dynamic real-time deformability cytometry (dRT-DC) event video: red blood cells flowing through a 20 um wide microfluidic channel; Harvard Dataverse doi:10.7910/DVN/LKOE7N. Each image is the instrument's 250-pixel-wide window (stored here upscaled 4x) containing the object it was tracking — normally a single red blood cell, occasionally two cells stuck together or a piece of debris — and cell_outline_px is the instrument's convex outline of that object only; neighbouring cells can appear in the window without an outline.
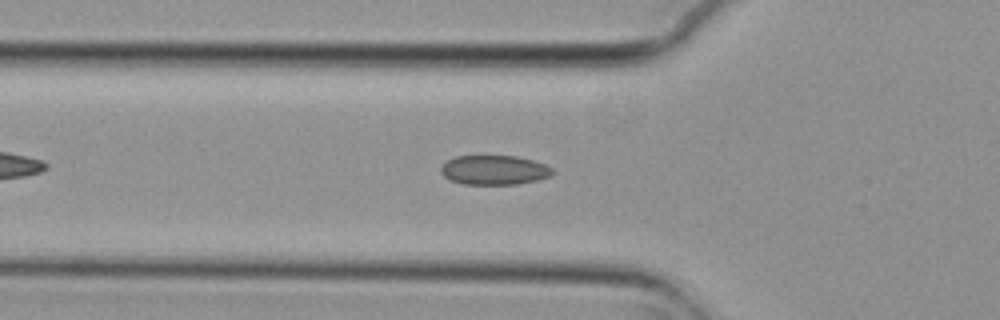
{"species": "common noctule bat (a hibernating species)", "species_latin": "Nyctalus noctula", "temperature_condition": "cold", "stored_images_in_passage": 45, "camera_frame_rate_fps": 3000, "um_per_image_px": 0.085, "animal": {"sex": "female", "body_mass_g": 29.2, "forearm_length_mm": 56.3}, "frame": {"image": 1, "passage_image": 9, "time_ms": 2.667, "image_size_px": [1000, 320], "cell_outline_px": [[552, 176], [536, 180], [516, 184], [464, 184], [448, 180], [440, 172], [440, 168], [448, 160], [456, 156], [516, 156], [532, 160], [544, 164], [552, 168]], "centroid_in_image_um": [41.99, 14.45], "position_along_channel_um": 83.8, "area_um2": 19.07}}
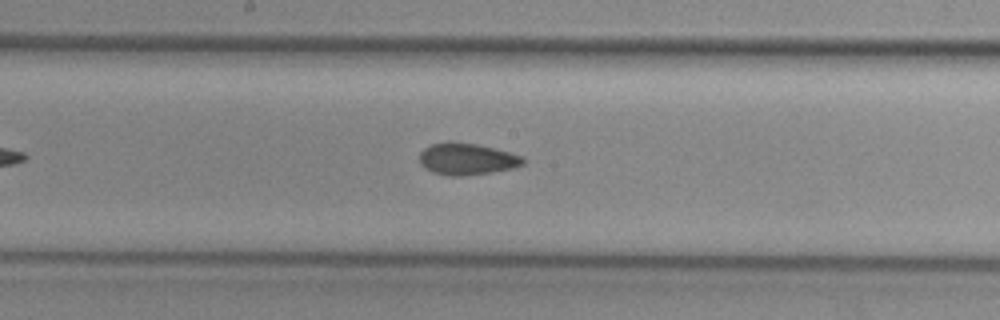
{"frame": {"image": 2, "passage_image": 19, "time_ms": 6.0, "image_size_px": [1000, 320], "cell_outline_px": [[524, 164], [516, 168], [492, 172], [464, 176], [448, 176], [432, 172], [424, 168], [420, 164], [420, 152], [424, 148], [432, 144], [476, 144], [524, 156]], "centroid_in_image_um": [39.71, 13.56], "position_along_channel_um": 208.5, "area_um2": 18.79}}
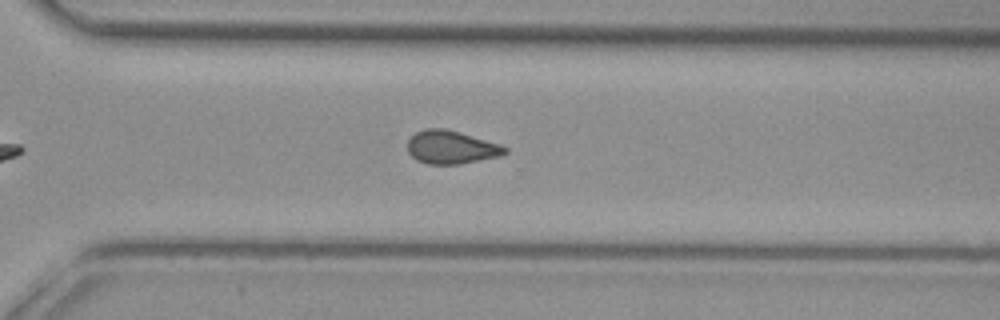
{"frame": {"image": 3, "passage_image": 29, "time_ms": 9.333, "image_size_px": [1000, 320], "cell_outline_px": [[508, 152], [500, 156], [460, 164], [428, 164], [416, 160], [408, 152], [408, 140], [416, 132], [424, 128], [444, 128], [460, 132], [500, 144], [508, 148]], "centroid_in_image_um": [38.35, 12.51], "position_along_channel_um": 332.2, "area_um2": 18.9}, "authors_computed_cell_mechanics": {"area_um2": 18.785, "velocity_mm_per_s": 3.7138, "shape_relaxation_time_tau1_ms": null, "shape_relaxation_time_tau2_ms": 3.0393, "deformation_change_tau1": null, "deformation_change_tau2": 0.0912}}